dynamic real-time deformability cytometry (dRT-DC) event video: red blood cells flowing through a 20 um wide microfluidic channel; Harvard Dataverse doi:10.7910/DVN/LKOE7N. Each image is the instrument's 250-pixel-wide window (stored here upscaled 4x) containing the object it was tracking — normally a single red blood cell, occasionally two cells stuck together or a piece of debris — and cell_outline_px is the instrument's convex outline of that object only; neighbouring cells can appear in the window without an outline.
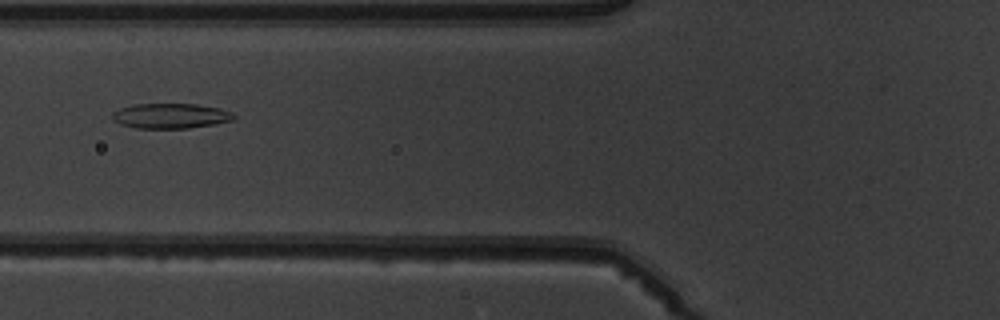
{"species": "common noctule bat (a hibernating species)", "species_latin": "Nyctalus noctula", "temperature_condition": "warm", "stored_images_in_passage": 5, "camera_frame_rate_fps": 3000, "um_per_image_px": 0.085, "animal": {"sex": "male", "body_mass_g": 19.5, "forearm_length_mm": 54.6}, "frame": {"image": 1, "passage_image": 5, "time_ms": 4.667, "image_size_px": [1000, 320], "cell_outline_px": [[236, 116], [232, 120], [212, 124], [188, 128], [136, 128], [120, 124], [112, 120], [112, 112], [120, 108], [132, 104], [196, 104], [220, 108], [232, 112]], "centroid_in_image_um": [14.46, 9.84], "position_along_channel_um": 111.3, "area_um2": 17.74}}